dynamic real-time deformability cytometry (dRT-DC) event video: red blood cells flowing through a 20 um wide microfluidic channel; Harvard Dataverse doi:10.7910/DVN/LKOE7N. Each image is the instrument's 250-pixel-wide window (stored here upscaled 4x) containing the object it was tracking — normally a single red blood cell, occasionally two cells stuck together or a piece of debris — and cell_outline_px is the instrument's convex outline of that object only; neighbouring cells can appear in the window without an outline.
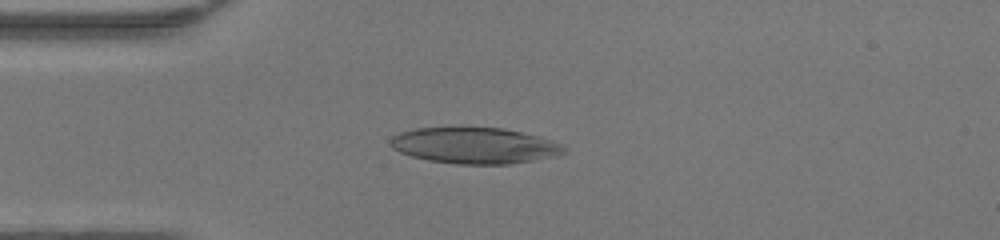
{"species": "human", "species_latin": "Homo sapiens", "temperature_condition": "warm", "stored_images_in_passage": 47, "camera_frame_rate_fps": 3000, "um_per_image_px": 0.085, "donor": {"sex": "female"}, "frame": {"image": 1, "passage_image": 12, "time_ms": 3.667, "image_size_px": [1000, 240], "cell_outline_px": [[568, 152], [556, 156], [512, 164], [456, 164], [428, 160], [412, 156], [400, 152], [392, 148], [388, 140], [392, 136], [400, 132], [416, 128], [460, 124], [500, 128], [540, 136], [552, 140], [568, 148]], "centroid_in_image_um": [40.32, 12.33], "position_along_channel_um": 44.7, "area_um2": 37.8}}
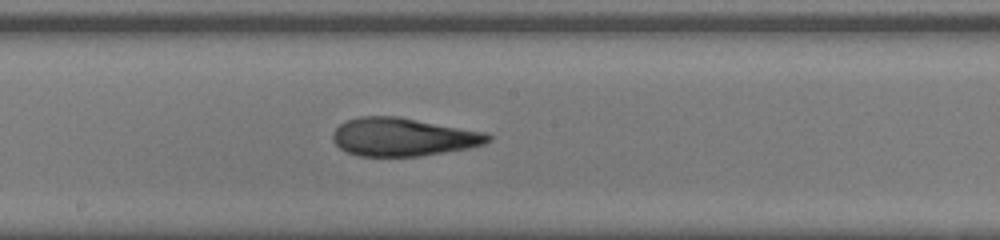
{"frame": {"image": 2, "passage_image": 25, "time_ms": 8.0, "image_size_px": [1000, 240], "cell_outline_px": [[492, 140], [484, 144], [468, 148], [420, 156], [360, 156], [348, 152], [340, 148], [332, 140], [332, 132], [344, 120], [360, 116], [400, 116], [488, 132], [492, 136]], "centroid_in_image_um": [34.28, 11.62], "position_along_channel_um": 213.9, "area_um2": 34.97}}
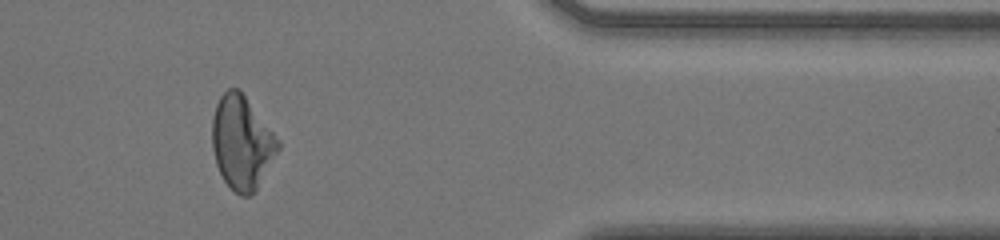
{"frame": {"image": 3, "passage_image": 39, "time_ms": 12.667, "image_size_px": [1000, 240], "cell_outline_px": [[280, 148], [256, 188], [248, 196], [240, 196], [224, 180], [216, 164], [212, 148], [212, 120], [216, 104], [220, 96], [228, 88], [240, 88], [280, 140]], "centroid_in_image_um": [20.55, 12.06], "position_along_channel_um": 390.8, "area_um2": 35.72}, "authors_computed_cell_mechanics": {"area_um2": 36.125, "velocity_mm_per_s": 4.3569, "shape_relaxation_time_tau1_ms": null, "shape_relaxation_time_tau2_ms": 2.2293, "deformation_change_tau1": null, "deformation_change_tau2": 0.1041}}